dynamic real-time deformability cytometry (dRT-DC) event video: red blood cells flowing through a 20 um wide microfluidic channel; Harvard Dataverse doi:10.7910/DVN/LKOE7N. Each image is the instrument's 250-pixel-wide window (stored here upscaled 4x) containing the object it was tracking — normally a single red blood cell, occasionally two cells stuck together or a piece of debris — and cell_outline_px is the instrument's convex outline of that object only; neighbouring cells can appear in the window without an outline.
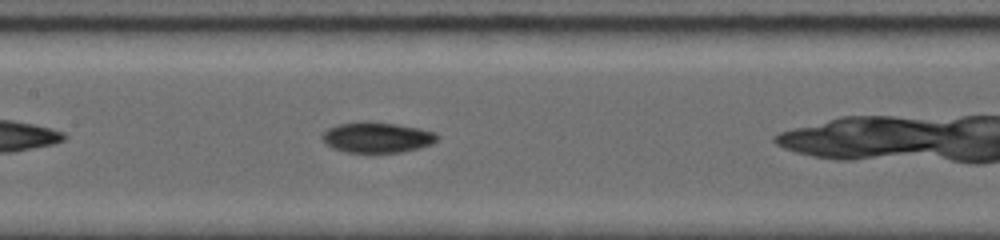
{"species": "common noctule bat (a hibernating species)", "species_latin": "Nyctalus noctula", "temperature_condition": "room temperature", "stored_images_in_passage": 19, "camera_frame_rate_fps": 5000, "um_per_image_px": 0.085, "animal": {"sex": "female", "body_mass_g": 19.0, "forearm_length_mm": 56.7}, "frame": {"image": 1, "passage_image": 6, "time_ms": 2.8, "image_size_px": [1000, 240], "cell_outline_px": [[440, 136], [432, 144], [420, 148], [400, 152], [344, 152], [332, 148], [320, 140], [320, 136], [328, 128], [336, 124], [364, 120], [368, 120], [396, 124], [420, 128], [436, 132]], "centroid_in_image_um": [32.02, 11.66], "position_along_channel_um": 175.4, "area_um2": 20.92}}